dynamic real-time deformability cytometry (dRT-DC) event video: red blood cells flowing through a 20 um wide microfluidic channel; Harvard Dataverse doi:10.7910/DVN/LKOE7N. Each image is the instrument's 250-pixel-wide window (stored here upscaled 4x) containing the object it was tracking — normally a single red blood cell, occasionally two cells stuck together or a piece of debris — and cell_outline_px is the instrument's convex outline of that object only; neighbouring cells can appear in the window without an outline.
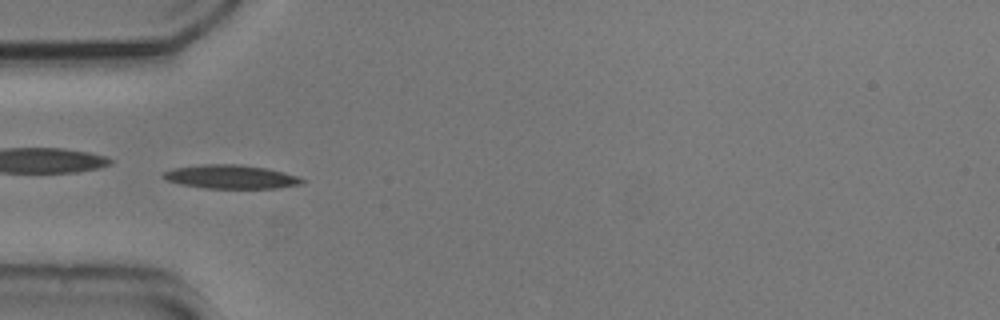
{"species": "common noctule bat (a hibernating species)", "species_latin": "Nyctalus noctula", "temperature_condition": "cold", "stored_images_in_passage": 54, "camera_frame_rate_fps": 3000, "um_per_image_px": 0.085, "animal": {"sex": "male", "body_mass_g": 20.5, "forearm_length_mm": 52.5}, "frame": {"image": 1, "passage_image": 16, "time_ms": 5.0, "image_size_px": [1000, 320], "cell_outline_px": [[304, 180], [300, 184], [276, 188], [204, 188], [180, 184], [164, 180], [160, 176], [164, 172], [172, 168], [204, 164], [240, 164], [264, 168], [284, 172], [296, 176]], "centroid_in_image_um": [19.54, 15.02], "position_along_channel_um": 65.5, "area_um2": 19.13}}
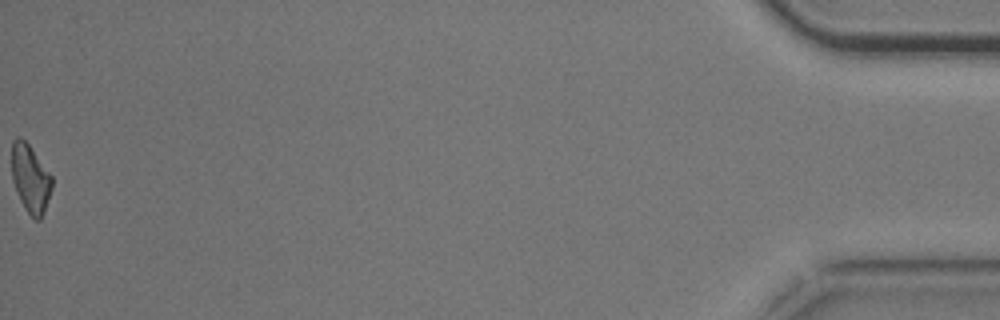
{"frame": {"image": 2, "passage_image": 54, "time_ms": 17.667, "image_size_px": [1000, 320], "cell_outline_px": [[52, 188], [44, 212], [40, 220], [36, 220], [24, 208], [20, 200], [12, 180], [12, 140], [20, 136], [28, 144], [52, 176]], "centroid_in_image_um": [2.58, 15.18], "position_along_channel_um": 432.6, "area_um2": 15.78}, "authors_computed_cell_mechanics": {"area_um2": 17.3978, "velocity_mm_per_s": 3.7038, "shape_relaxation_time_tau1_ms": 2.3731, "shape_relaxation_time_tau2_ms": null, "deformation_change_tau1": 0.1335, "deformation_change_tau2": null}}